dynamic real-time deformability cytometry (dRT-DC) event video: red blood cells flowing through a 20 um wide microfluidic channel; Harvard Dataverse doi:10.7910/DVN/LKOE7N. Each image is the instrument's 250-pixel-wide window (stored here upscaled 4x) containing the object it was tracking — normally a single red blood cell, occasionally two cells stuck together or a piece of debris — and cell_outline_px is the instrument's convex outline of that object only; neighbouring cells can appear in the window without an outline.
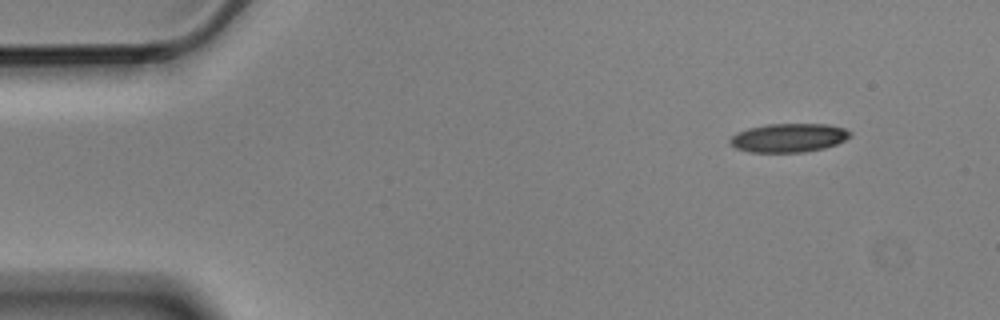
{"species": "Egyptian fruit bat (a non-hibernating species)", "species_latin": "Rousettus aegyptiacus", "temperature_condition": "cold", "stored_images_in_passage": 4, "camera_frame_rate_fps": 3000, "um_per_image_px": 0.085, "animal": {"sex": "male"}, "frame": {"image": 1, "passage_image": 1, "time_ms": 0.0, "image_size_px": [1000, 320], "cell_outline_px": [[852, 136], [836, 144], [824, 148], [804, 152], [748, 152], [736, 148], [728, 140], [736, 132], [748, 128], [768, 124], [824, 124], [844, 128], [852, 132]], "centroid_in_image_um": [67.03, 11.71], "position_along_channel_um": 18.0, "area_um2": 20.11}}
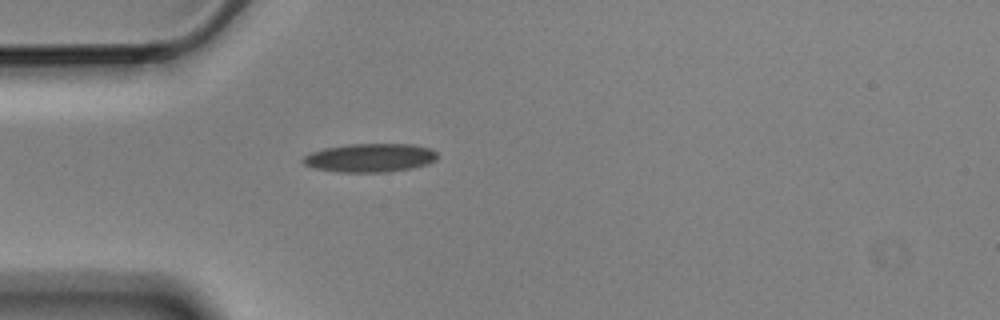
{"frame": {"image": 2, "passage_image": 4, "time_ms": 1.0, "image_size_px": [1000, 320], "cell_outline_px": [[436, 160], [428, 164], [388, 172], [336, 172], [316, 168], [304, 164], [300, 160], [304, 156], [312, 152], [324, 148], [348, 144], [412, 144], [428, 148], [436, 152]], "centroid_in_image_um": [31.42, 13.41], "position_along_channel_um": 53.6, "area_um2": 22.25}}